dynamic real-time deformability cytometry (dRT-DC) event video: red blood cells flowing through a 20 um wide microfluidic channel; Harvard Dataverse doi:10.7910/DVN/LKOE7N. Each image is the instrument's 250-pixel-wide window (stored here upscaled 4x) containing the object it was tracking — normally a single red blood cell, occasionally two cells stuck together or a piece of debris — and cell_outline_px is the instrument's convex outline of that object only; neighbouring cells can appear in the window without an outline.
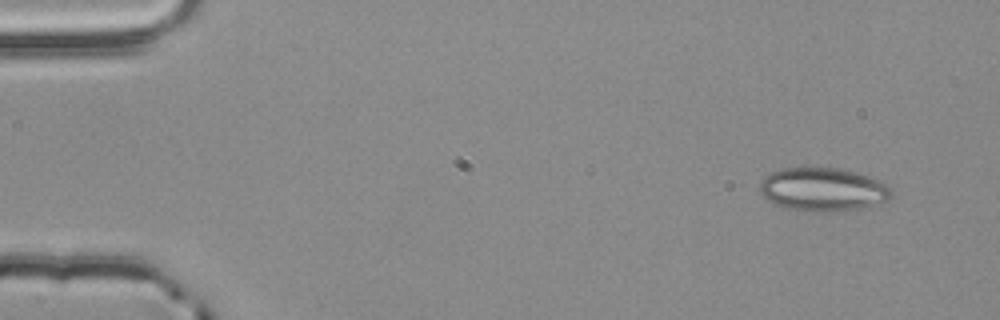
{"species": "common noctule bat (a hibernating species)", "species_latin": "Nyctalus noctula", "temperature_condition": "room temperature", "stored_images_in_passage": 3, "camera_frame_rate_fps": 3000, "um_per_image_px": 0.085, "animal": {"sex": "male", "body_mass_g": 20.4}, "frame": {"image": 1, "passage_image": 1, "time_ms": 0.0, "image_size_px": [1000, 320], "cell_outline_px": [[892, 196], [888, 200], [880, 204], [860, 208], [824, 212], [796, 212], [784, 208], [768, 200], [760, 192], [760, 184], [764, 176], [772, 172], [784, 168], [836, 168], [856, 172], [884, 180], [892, 188]], "centroid_in_image_um": [69.99, 16.12], "position_along_channel_um": 15.0, "area_um2": 33.87}}